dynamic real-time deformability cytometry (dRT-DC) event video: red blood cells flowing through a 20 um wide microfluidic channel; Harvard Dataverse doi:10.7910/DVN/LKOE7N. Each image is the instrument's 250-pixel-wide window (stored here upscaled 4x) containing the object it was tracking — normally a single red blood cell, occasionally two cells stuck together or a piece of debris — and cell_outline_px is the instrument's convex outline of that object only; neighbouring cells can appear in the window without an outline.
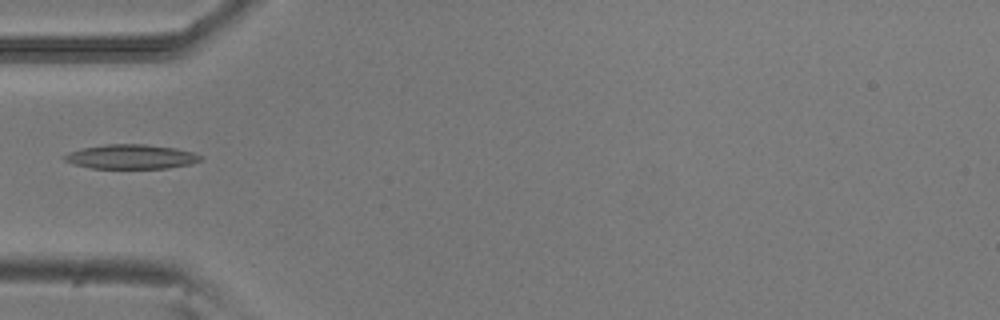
{"species": "common noctule bat (a hibernating species)", "species_latin": "Nyctalus noctula", "temperature_condition": "room temperature", "stored_images_in_passage": 5, "camera_frame_rate_fps": 3000, "um_per_image_px": 0.085, "animal": {"sex": "male", "body_mass_g": 20.5, "forearm_length_mm": 52.5}, "frame": {"image": 1, "passage_image": 5, "time_ms": 1.333, "image_size_px": [1000, 320], "cell_outline_px": [[200, 160], [192, 164], [168, 168], [92, 168], [72, 164], [64, 160], [60, 156], [68, 152], [80, 148], [108, 144], [144, 144], [176, 148], [192, 152], [200, 156]], "centroid_in_image_um": [11.08, 13.32], "position_along_channel_um": 73.9, "area_um2": 19.42}}